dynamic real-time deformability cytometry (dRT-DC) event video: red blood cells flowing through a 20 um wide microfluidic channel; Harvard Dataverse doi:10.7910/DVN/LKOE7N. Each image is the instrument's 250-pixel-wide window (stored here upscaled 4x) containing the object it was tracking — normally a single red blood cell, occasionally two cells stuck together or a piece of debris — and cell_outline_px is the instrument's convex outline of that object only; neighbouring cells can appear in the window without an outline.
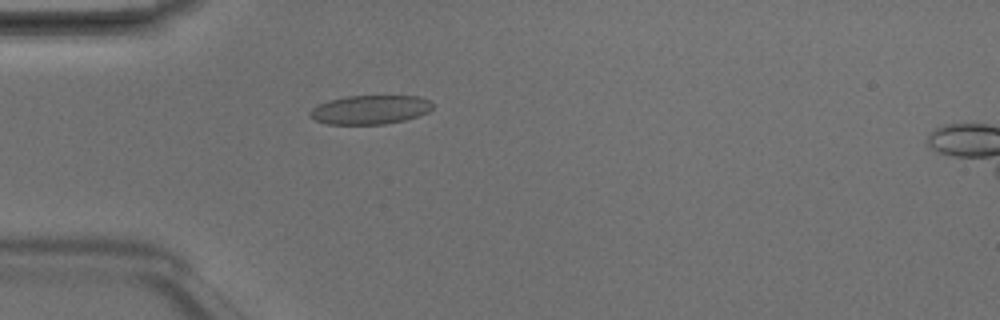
{"species": "Egyptian fruit bat (a non-hibernating species)", "species_latin": "Rousettus aegyptiacus", "temperature_condition": "room temperature", "stored_images_in_passage": 5, "camera_frame_rate_fps": 3000, "um_per_image_px": 0.085, "animal": {"sex": "male"}, "frame": {"image": 1, "passage_image": 4, "time_ms": 1.0, "image_size_px": [1000, 320], "cell_outline_px": [[432, 108], [428, 112], [404, 120], [384, 124], [324, 124], [312, 120], [308, 116], [308, 112], [312, 108], [328, 100], [348, 96], [420, 96], [428, 100], [432, 104]], "centroid_in_image_um": [31.39, 9.33], "position_along_channel_um": 53.6, "area_um2": 20.75}}